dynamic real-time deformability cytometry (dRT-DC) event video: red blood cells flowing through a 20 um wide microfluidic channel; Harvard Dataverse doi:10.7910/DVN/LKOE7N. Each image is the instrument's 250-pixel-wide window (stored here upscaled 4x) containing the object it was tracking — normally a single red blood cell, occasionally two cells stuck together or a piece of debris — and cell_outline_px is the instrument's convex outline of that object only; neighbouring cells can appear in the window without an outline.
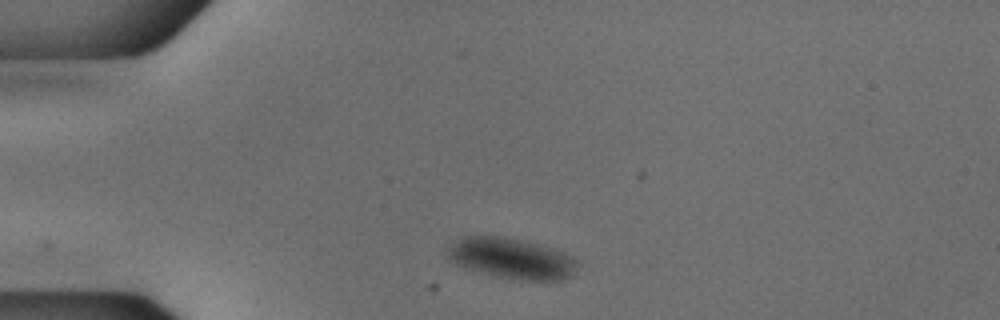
{"species": "common noctule bat (a hibernating species)", "species_latin": "Nyctalus noctula", "temperature_condition": "cold", "stored_images_in_passage": 36, "camera_frame_rate_fps": 3000, "um_per_image_px": 0.085, "animal": {"sex": "male", "body_mass_g": 18.8}, "frame": {"image": 1, "passage_image": 1, "time_ms": 0.0, "image_size_px": [1000, 320], "cell_outline_px": [[580, 264], [572, 276], [560, 280], [520, 280], [496, 276], [464, 268], [448, 260], [448, 248], [452, 244], [468, 236], [496, 236], [520, 240], [536, 244], [564, 252], [580, 260]], "centroid_in_image_um": [43.53, 21.99], "position_along_channel_um": 41.5, "area_um2": 30.63}}
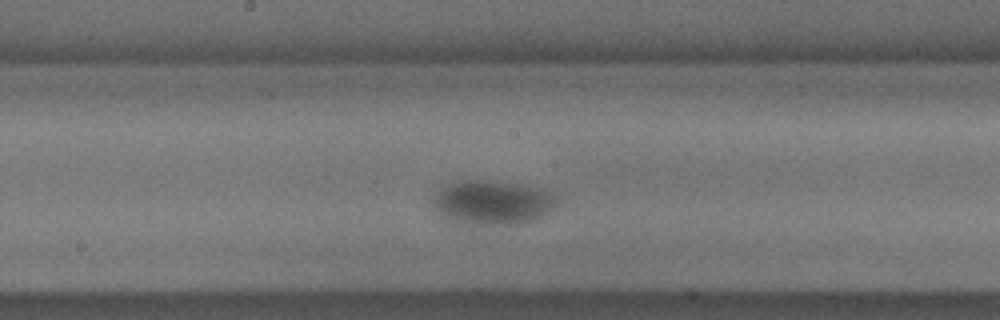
{"frame": {"image": 2, "passage_image": 17, "time_ms": 5.333, "image_size_px": [1000, 320], "cell_outline_px": [[556, 208], [536, 220], [516, 224], [476, 224], [456, 220], [440, 216], [432, 204], [432, 196], [444, 184], [464, 180], [492, 180], [540, 188], [556, 196]], "centroid_in_image_um": [41.84, 17.19], "position_along_channel_um": 206.4, "area_um2": 31.96}}
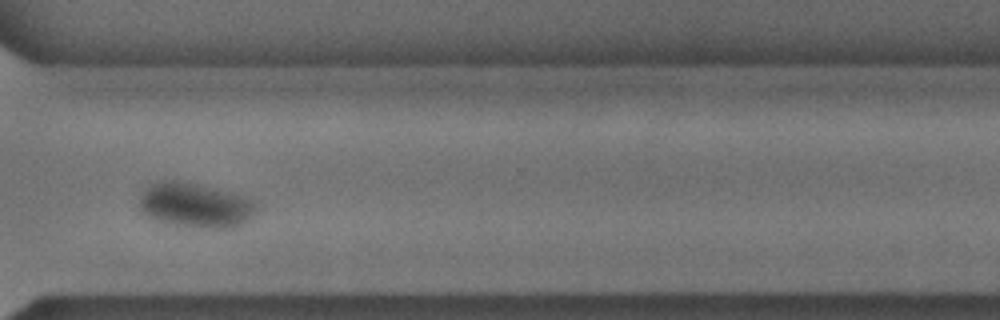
{"frame": {"image": 3, "passage_image": 29, "time_ms": 9.333, "image_size_px": [1000, 320], "cell_outline_px": [[256, 208], [248, 220], [232, 228], [188, 228], [168, 224], [156, 220], [140, 212], [140, 192], [144, 188], [160, 180], [176, 180], [240, 196], [252, 200], [256, 204]], "centroid_in_image_um": [16.5, 17.48], "position_along_channel_um": 354.1, "area_um2": 30.11}}